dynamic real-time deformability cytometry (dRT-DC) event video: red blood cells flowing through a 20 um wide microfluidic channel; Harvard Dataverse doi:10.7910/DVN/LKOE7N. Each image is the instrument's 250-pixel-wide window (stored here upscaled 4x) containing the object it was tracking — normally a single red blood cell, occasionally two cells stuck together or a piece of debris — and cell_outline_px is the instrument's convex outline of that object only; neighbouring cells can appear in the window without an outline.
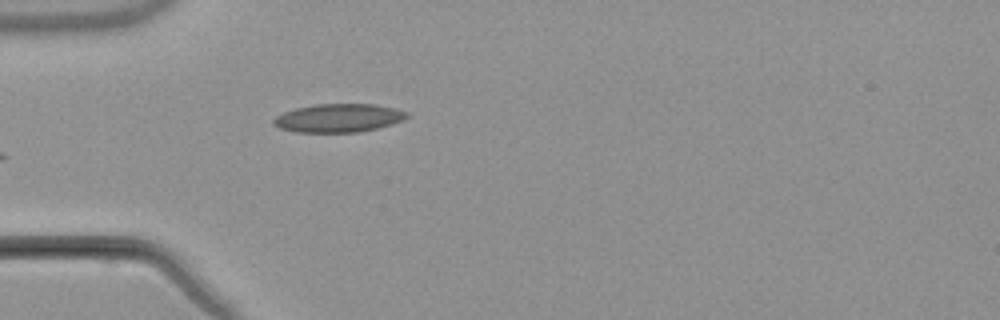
{"species": "common noctule bat (a hibernating species)", "species_latin": "Nyctalus noctula", "temperature_condition": "warm", "stored_images_in_passage": 5, "camera_frame_rate_fps": 3000, "um_per_image_px": 0.085, "animal": {"sex": "male", "body_mass_g": 21.5, "forearm_length_mm": 52.0}, "frame": {"image": 1, "passage_image": 5, "time_ms": 5.667, "image_size_px": [1000, 320], "cell_outline_px": [[408, 116], [404, 120], [392, 124], [360, 132], [296, 132], [280, 128], [272, 124], [272, 120], [276, 116], [284, 112], [296, 108], [316, 104], [376, 104], [396, 108], [408, 112]], "centroid_in_image_um": [28.79, 10.03], "position_along_channel_um": 56.2, "area_um2": 22.14}}